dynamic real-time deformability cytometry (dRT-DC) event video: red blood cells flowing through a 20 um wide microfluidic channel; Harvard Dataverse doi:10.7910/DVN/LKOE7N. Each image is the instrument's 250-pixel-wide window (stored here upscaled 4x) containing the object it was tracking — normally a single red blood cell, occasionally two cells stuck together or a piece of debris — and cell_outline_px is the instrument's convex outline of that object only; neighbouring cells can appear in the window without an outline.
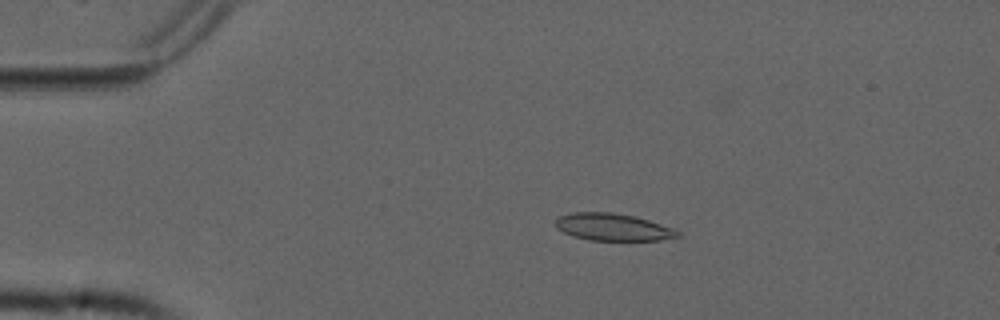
{"species": "common noctule bat (a hibernating species)", "species_latin": "Nyctalus noctula", "temperature_condition": "cold", "stored_images_in_passage": 51, "camera_frame_rate_fps": 3000, "um_per_image_px": 0.085, "animal": {"sex": "male", "forearm_length_mm": 52.5}, "frame": {"image": 1, "passage_image": 8, "time_ms": 2.333, "image_size_px": [1000, 320], "cell_outline_px": [[684, 236], [660, 240], [588, 240], [572, 236], [556, 228], [556, 220], [560, 216], [572, 212], [612, 212], [636, 216], [672, 228], [680, 232]], "centroid_in_image_um": [52.11, 19.3], "position_along_channel_um": 32.9, "area_um2": 19.42}}
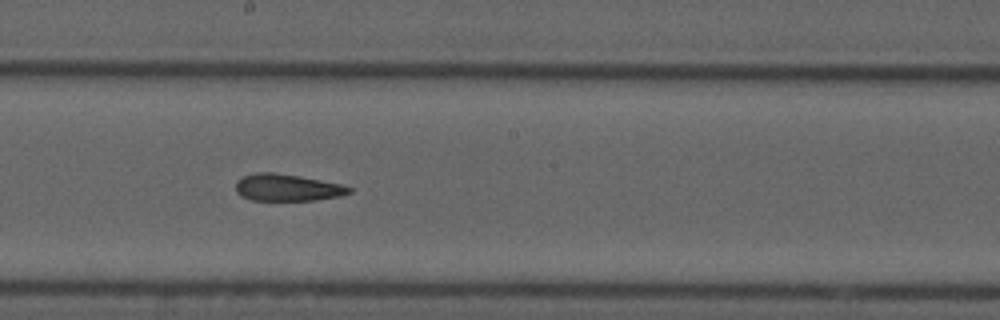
{"frame": {"image": 2, "passage_image": 27, "time_ms": 8.667, "image_size_px": [1000, 320], "cell_outline_px": [[352, 192], [340, 196], [316, 200], [252, 200], [240, 196], [236, 192], [236, 180], [244, 176], [256, 172], [276, 172], [300, 176], [344, 184], [352, 188]], "centroid_in_image_um": [24.43, 15.93], "position_along_channel_um": 223.8, "area_um2": 18.03}}
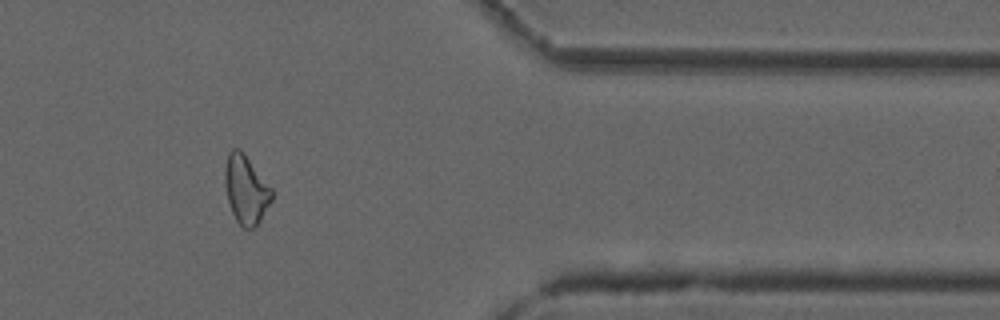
{"frame": {"image": 3, "passage_image": 42, "time_ms": 13.667, "image_size_px": [1000, 320], "cell_outline_px": [[272, 200], [260, 220], [252, 228], [244, 228], [236, 220], [232, 212], [228, 200], [224, 184], [224, 168], [228, 152], [232, 148], [240, 148], [244, 152], [272, 188]], "centroid_in_image_um": [20.89, 16.06], "position_along_channel_um": 390.5, "area_um2": 18.79}, "authors_computed_cell_mechanics": {"area_um2": 19.1318, "velocity_mm_per_s": 3.7601, "shape_relaxation_time_tau1_ms": null, "shape_relaxation_time_tau2_ms": 4.6932, "deformation_change_tau1": null, "deformation_change_tau2": 0.1335}}